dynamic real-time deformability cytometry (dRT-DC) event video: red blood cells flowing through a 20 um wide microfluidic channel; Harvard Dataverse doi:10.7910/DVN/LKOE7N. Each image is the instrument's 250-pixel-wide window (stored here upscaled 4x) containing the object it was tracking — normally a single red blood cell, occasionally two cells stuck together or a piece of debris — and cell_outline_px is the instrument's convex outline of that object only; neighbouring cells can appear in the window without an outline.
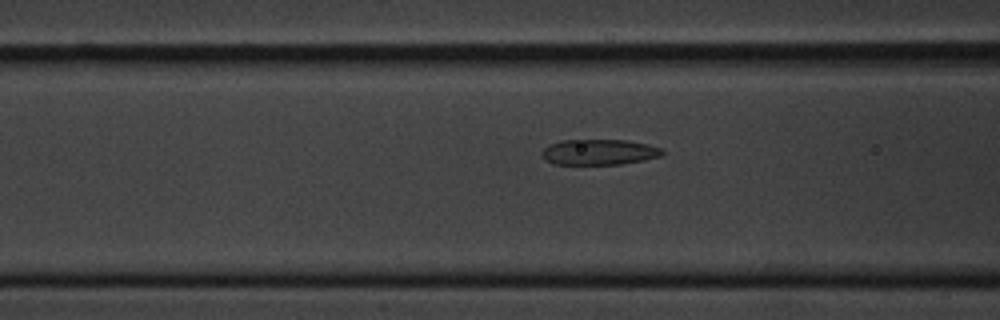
{"species": "common noctule bat (a hibernating species)", "species_latin": "Nyctalus noctula", "temperature_condition": "cold", "stored_images_in_passage": 6, "camera_frame_rate_fps": 3000, "um_per_image_px": 0.085, "animal": {"sex": "male", "body_mass_g": 20.1, "forearm_length_mm": 53.5}, "frame": {"image": 1, "passage_image": 6, "time_ms": 6.667, "image_size_px": [1000, 320], "cell_outline_px": [[664, 156], [644, 160], [620, 164], [552, 164], [544, 160], [544, 148], [548, 144], [560, 140], [628, 140], [648, 144], [664, 148]], "centroid_in_image_um": [50.98, 12.92], "position_along_channel_um": 115.6, "area_um2": 18.15}}